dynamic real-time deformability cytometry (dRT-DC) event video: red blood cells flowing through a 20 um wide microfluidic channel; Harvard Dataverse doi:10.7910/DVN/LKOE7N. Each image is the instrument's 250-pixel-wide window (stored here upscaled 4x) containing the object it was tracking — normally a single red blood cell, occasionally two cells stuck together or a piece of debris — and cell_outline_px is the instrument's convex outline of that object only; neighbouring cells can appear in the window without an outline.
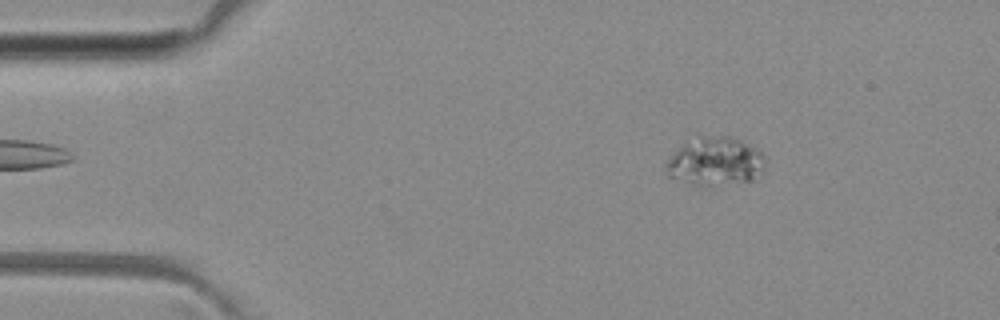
{"species": "common noctule bat (a hibernating species)", "species_latin": "Nyctalus noctula", "temperature_condition": "room temperature", "stored_images_in_passage": 4, "camera_frame_rate_fps": 3000, "um_per_image_px": 0.085, "animal": {"sex": "female", "body_mass_g": 29.2, "forearm_length_mm": 56.3}, "frame": {"image": 1, "passage_image": 2, "time_ms": 1.333, "image_size_px": [1000, 320], "cell_outline_px": [[764, 168], [752, 180], [712, 184], [692, 184], [668, 176], [664, 164], [696, 132], [728, 136], [740, 140], [760, 152], [764, 156]], "centroid_in_image_um": [60.75, 13.65], "position_along_channel_um": 24.3, "area_um2": 27.69}}